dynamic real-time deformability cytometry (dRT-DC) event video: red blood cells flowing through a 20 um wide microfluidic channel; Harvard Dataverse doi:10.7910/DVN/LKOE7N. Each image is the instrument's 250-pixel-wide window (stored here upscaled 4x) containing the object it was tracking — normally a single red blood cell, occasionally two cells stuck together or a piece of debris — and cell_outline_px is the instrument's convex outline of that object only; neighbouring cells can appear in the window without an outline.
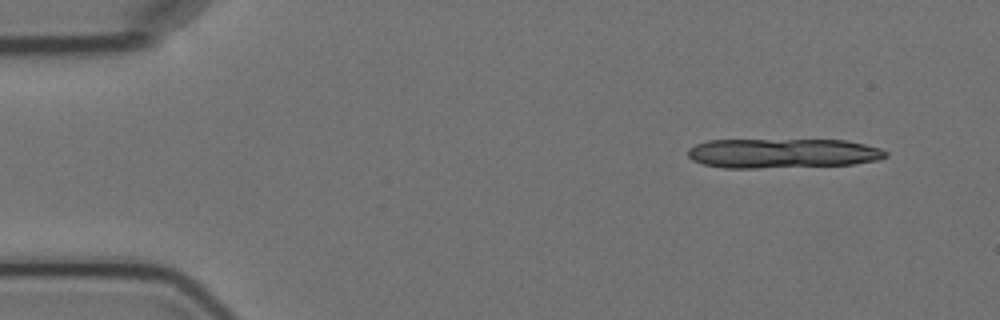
{"species": "Egyptian fruit bat (a non-hibernating species)", "species_latin": "Rousettus aegyptiacus", "temperature_condition": "cold", "stored_images_in_passage": 5, "camera_frame_rate_fps": 3000, "um_per_image_px": 0.085, "animal": {"sex": "female"}, "frame": {"image": 1, "passage_image": 1, "time_ms": 0.0, "image_size_px": [1000, 320], "cell_outline_px": [[888, 156], [876, 160], [852, 164], [756, 168], [724, 168], [704, 164], [692, 160], [688, 156], [688, 148], [696, 144], [708, 140], [848, 140], [880, 148], [888, 152]], "centroid_in_image_um": [66.5, 13.02], "position_along_channel_um": 18.5, "area_um2": 34.04}}